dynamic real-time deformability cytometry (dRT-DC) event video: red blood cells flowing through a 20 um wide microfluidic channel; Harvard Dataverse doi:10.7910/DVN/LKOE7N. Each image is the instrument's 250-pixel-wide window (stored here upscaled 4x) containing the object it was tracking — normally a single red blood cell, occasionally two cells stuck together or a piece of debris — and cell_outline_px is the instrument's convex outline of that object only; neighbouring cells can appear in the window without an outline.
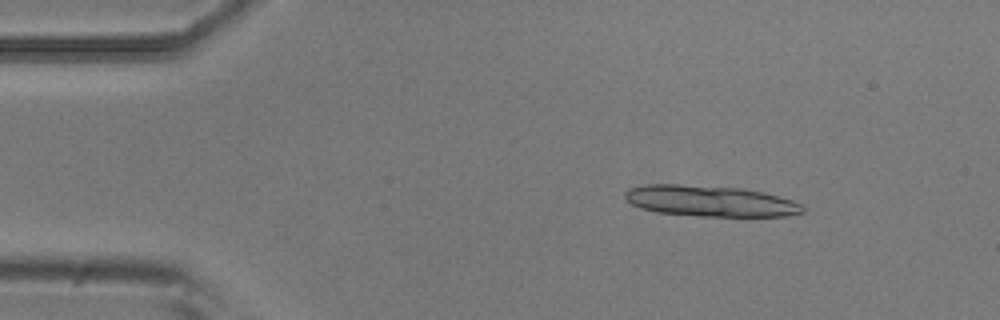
{"species": "common noctule bat (a hibernating species)", "species_latin": "Nyctalus noctula", "temperature_condition": "room temperature", "stored_images_in_passage": 3, "camera_frame_rate_fps": 3000, "um_per_image_px": 0.085, "animal": {"sex": "male", "body_mass_g": 20.5, "forearm_length_mm": 52.5}, "frame": {"image": 1, "passage_image": 1, "time_ms": 0.0, "image_size_px": [1000, 320], "cell_outline_px": [[804, 212], [788, 216], [700, 216], [656, 212], [640, 208], [632, 204], [624, 196], [624, 192], [628, 188], [644, 184], [676, 184], [744, 188], [764, 192], [792, 200], [804, 204]], "centroid_in_image_um": [60.37, 17.08], "position_along_channel_um": 24.6, "area_um2": 32.31}}